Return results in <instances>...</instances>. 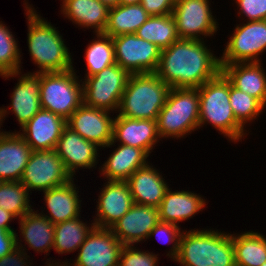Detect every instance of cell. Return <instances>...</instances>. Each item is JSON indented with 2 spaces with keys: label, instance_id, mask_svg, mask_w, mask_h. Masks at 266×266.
Returning <instances> with one entry per match:
<instances>
[{
  "label": "cell",
  "instance_id": "cell-1",
  "mask_svg": "<svg viewBox=\"0 0 266 266\" xmlns=\"http://www.w3.org/2000/svg\"><path fill=\"white\" fill-rule=\"evenodd\" d=\"M204 40L179 39L162 49L156 74L171 88H199L221 72Z\"/></svg>",
  "mask_w": 266,
  "mask_h": 266
},
{
  "label": "cell",
  "instance_id": "cell-33",
  "mask_svg": "<svg viewBox=\"0 0 266 266\" xmlns=\"http://www.w3.org/2000/svg\"><path fill=\"white\" fill-rule=\"evenodd\" d=\"M95 35L97 38L88 44L85 51L87 72L84 78L98 74L106 67L116 63L112 37L104 33H95Z\"/></svg>",
  "mask_w": 266,
  "mask_h": 266
},
{
  "label": "cell",
  "instance_id": "cell-38",
  "mask_svg": "<svg viewBox=\"0 0 266 266\" xmlns=\"http://www.w3.org/2000/svg\"><path fill=\"white\" fill-rule=\"evenodd\" d=\"M136 248L134 245H123L119 266H158V254Z\"/></svg>",
  "mask_w": 266,
  "mask_h": 266
},
{
  "label": "cell",
  "instance_id": "cell-19",
  "mask_svg": "<svg viewBox=\"0 0 266 266\" xmlns=\"http://www.w3.org/2000/svg\"><path fill=\"white\" fill-rule=\"evenodd\" d=\"M65 127V119L41 108L18 133L32 151H48L55 149Z\"/></svg>",
  "mask_w": 266,
  "mask_h": 266
},
{
  "label": "cell",
  "instance_id": "cell-43",
  "mask_svg": "<svg viewBox=\"0 0 266 266\" xmlns=\"http://www.w3.org/2000/svg\"><path fill=\"white\" fill-rule=\"evenodd\" d=\"M17 219L13 214L10 212L4 210L3 208L0 207V227L1 228H6L7 230H14L10 226V221L11 220Z\"/></svg>",
  "mask_w": 266,
  "mask_h": 266
},
{
  "label": "cell",
  "instance_id": "cell-26",
  "mask_svg": "<svg viewBox=\"0 0 266 266\" xmlns=\"http://www.w3.org/2000/svg\"><path fill=\"white\" fill-rule=\"evenodd\" d=\"M203 196L192 191L167 190L159 209V220L178 226L179 222L193 218L207 205Z\"/></svg>",
  "mask_w": 266,
  "mask_h": 266
},
{
  "label": "cell",
  "instance_id": "cell-40",
  "mask_svg": "<svg viewBox=\"0 0 266 266\" xmlns=\"http://www.w3.org/2000/svg\"><path fill=\"white\" fill-rule=\"evenodd\" d=\"M142 7L150 15L172 14L175 0H141Z\"/></svg>",
  "mask_w": 266,
  "mask_h": 266
},
{
  "label": "cell",
  "instance_id": "cell-28",
  "mask_svg": "<svg viewBox=\"0 0 266 266\" xmlns=\"http://www.w3.org/2000/svg\"><path fill=\"white\" fill-rule=\"evenodd\" d=\"M61 13L81 28H91L93 33H104L109 8L100 0H64Z\"/></svg>",
  "mask_w": 266,
  "mask_h": 266
},
{
  "label": "cell",
  "instance_id": "cell-12",
  "mask_svg": "<svg viewBox=\"0 0 266 266\" xmlns=\"http://www.w3.org/2000/svg\"><path fill=\"white\" fill-rule=\"evenodd\" d=\"M62 160L55 150L32 151L20 182L28 192L47 191L71 180Z\"/></svg>",
  "mask_w": 266,
  "mask_h": 266
},
{
  "label": "cell",
  "instance_id": "cell-11",
  "mask_svg": "<svg viewBox=\"0 0 266 266\" xmlns=\"http://www.w3.org/2000/svg\"><path fill=\"white\" fill-rule=\"evenodd\" d=\"M209 3V0H175L172 16L180 39L204 40L214 36L219 24Z\"/></svg>",
  "mask_w": 266,
  "mask_h": 266
},
{
  "label": "cell",
  "instance_id": "cell-31",
  "mask_svg": "<svg viewBox=\"0 0 266 266\" xmlns=\"http://www.w3.org/2000/svg\"><path fill=\"white\" fill-rule=\"evenodd\" d=\"M80 217L55 224L53 249L58 254L75 252L84 243L87 235L95 227L87 225Z\"/></svg>",
  "mask_w": 266,
  "mask_h": 266
},
{
  "label": "cell",
  "instance_id": "cell-24",
  "mask_svg": "<svg viewBox=\"0 0 266 266\" xmlns=\"http://www.w3.org/2000/svg\"><path fill=\"white\" fill-rule=\"evenodd\" d=\"M34 210L32 209L18 220V222L20 221L19 232L23 239L17 235V247L26 251L27 248L23 246L28 245V248L33 249L36 253H46L47 256V253L53 248L55 224L39 213V210ZM22 240L25 241L24 245L20 243L23 242Z\"/></svg>",
  "mask_w": 266,
  "mask_h": 266
},
{
  "label": "cell",
  "instance_id": "cell-10",
  "mask_svg": "<svg viewBox=\"0 0 266 266\" xmlns=\"http://www.w3.org/2000/svg\"><path fill=\"white\" fill-rule=\"evenodd\" d=\"M115 62L130 74L155 73L161 49L135 33L112 37Z\"/></svg>",
  "mask_w": 266,
  "mask_h": 266
},
{
  "label": "cell",
  "instance_id": "cell-22",
  "mask_svg": "<svg viewBox=\"0 0 266 266\" xmlns=\"http://www.w3.org/2000/svg\"><path fill=\"white\" fill-rule=\"evenodd\" d=\"M149 164L137 169L126 182L135 204L158 208L169 186L160 171Z\"/></svg>",
  "mask_w": 266,
  "mask_h": 266
},
{
  "label": "cell",
  "instance_id": "cell-13",
  "mask_svg": "<svg viewBox=\"0 0 266 266\" xmlns=\"http://www.w3.org/2000/svg\"><path fill=\"white\" fill-rule=\"evenodd\" d=\"M0 76L5 78V80L7 78V80H9V78L18 77V82L10 96V108L8 106L7 108H0V127L3 125L2 123H4V118L8 116L11 111L15 115L16 120L19 122L21 129L41 109L40 73L27 72L26 74H22L21 70H18L16 72Z\"/></svg>",
  "mask_w": 266,
  "mask_h": 266
},
{
  "label": "cell",
  "instance_id": "cell-42",
  "mask_svg": "<svg viewBox=\"0 0 266 266\" xmlns=\"http://www.w3.org/2000/svg\"><path fill=\"white\" fill-rule=\"evenodd\" d=\"M16 230H7L0 227V258L17 248Z\"/></svg>",
  "mask_w": 266,
  "mask_h": 266
},
{
  "label": "cell",
  "instance_id": "cell-5",
  "mask_svg": "<svg viewBox=\"0 0 266 266\" xmlns=\"http://www.w3.org/2000/svg\"><path fill=\"white\" fill-rule=\"evenodd\" d=\"M170 89L156 73L131 74L116 115L157 120Z\"/></svg>",
  "mask_w": 266,
  "mask_h": 266
},
{
  "label": "cell",
  "instance_id": "cell-45",
  "mask_svg": "<svg viewBox=\"0 0 266 266\" xmlns=\"http://www.w3.org/2000/svg\"><path fill=\"white\" fill-rule=\"evenodd\" d=\"M103 4H105L108 8L116 7L119 5V0H100Z\"/></svg>",
  "mask_w": 266,
  "mask_h": 266
},
{
  "label": "cell",
  "instance_id": "cell-4",
  "mask_svg": "<svg viewBox=\"0 0 266 266\" xmlns=\"http://www.w3.org/2000/svg\"><path fill=\"white\" fill-rule=\"evenodd\" d=\"M198 91L199 130L203 125L211 124L219 134L234 144L248 135V131L236 120L230 106V81L222 72L205 82Z\"/></svg>",
  "mask_w": 266,
  "mask_h": 266
},
{
  "label": "cell",
  "instance_id": "cell-21",
  "mask_svg": "<svg viewBox=\"0 0 266 266\" xmlns=\"http://www.w3.org/2000/svg\"><path fill=\"white\" fill-rule=\"evenodd\" d=\"M0 128V182L20 181L28 163L31 147L18 131H2Z\"/></svg>",
  "mask_w": 266,
  "mask_h": 266
},
{
  "label": "cell",
  "instance_id": "cell-36",
  "mask_svg": "<svg viewBox=\"0 0 266 266\" xmlns=\"http://www.w3.org/2000/svg\"><path fill=\"white\" fill-rule=\"evenodd\" d=\"M22 54L15 36L0 21V75L21 70Z\"/></svg>",
  "mask_w": 266,
  "mask_h": 266
},
{
  "label": "cell",
  "instance_id": "cell-44",
  "mask_svg": "<svg viewBox=\"0 0 266 266\" xmlns=\"http://www.w3.org/2000/svg\"><path fill=\"white\" fill-rule=\"evenodd\" d=\"M47 260H49V261H47L45 264V266H70V265H68V262L69 261H62V263L61 262H59V260H58V262L56 261V260H52L51 261V259L49 258V259H47ZM56 261V262H55ZM52 262V263H51ZM55 262V263H54ZM60 263V264H59Z\"/></svg>",
  "mask_w": 266,
  "mask_h": 266
},
{
  "label": "cell",
  "instance_id": "cell-20",
  "mask_svg": "<svg viewBox=\"0 0 266 266\" xmlns=\"http://www.w3.org/2000/svg\"><path fill=\"white\" fill-rule=\"evenodd\" d=\"M161 140L157 131V121L150 119H132L115 116L113 121V141L106 146L125 144L137 147L151 154L155 145Z\"/></svg>",
  "mask_w": 266,
  "mask_h": 266
},
{
  "label": "cell",
  "instance_id": "cell-18",
  "mask_svg": "<svg viewBox=\"0 0 266 266\" xmlns=\"http://www.w3.org/2000/svg\"><path fill=\"white\" fill-rule=\"evenodd\" d=\"M159 209L153 206L133 204L130 210L109 229L123 245L145 242L151 230L159 222Z\"/></svg>",
  "mask_w": 266,
  "mask_h": 266
},
{
  "label": "cell",
  "instance_id": "cell-32",
  "mask_svg": "<svg viewBox=\"0 0 266 266\" xmlns=\"http://www.w3.org/2000/svg\"><path fill=\"white\" fill-rule=\"evenodd\" d=\"M138 37L158 46L161 50L180 39L172 14L153 15L135 33Z\"/></svg>",
  "mask_w": 266,
  "mask_h": 266
},
{
  "label": "cell",
  "instance_id": "cell-23",
  "mask_svg": "<svg viewBox=\"0 0 266 266\" xmlns=\"http://www.w3.org/2000/svg\"><path fill=\"white\" fill-rule=\"evenodd\" d=\"M261 62L220 65L221 72L236 89L256 98L266 108V73Z\"/></svg>",
  "mask_w": 266,
  "mask_h": 266
},
{
  "label": "cell",
  "instance_id": "cell-37",
  "mask_svg": "<svg viewBox=\"0 0 266 266\" xmlns=\"http://www.w3.org/2000/svg\"><path fill=\"white\" fill-rule=\"evenodd\" d=\"M184 230L172 223L159 221L151 230L148 239L156 236L158 241L162 243H172L171 249L167 252L168 258L176 259L179 252L180 238Z\"/></svg>",
  "mask_w": 266,
  "mask_h": 266
},
{
  "label": "cell",
  "instance_id": "cell-16",
  "mask_svg": "<svg viewBox=\"0 0 266 266\" xmlns=\"http://www.w3.org/2000/svg\"><path fill=\"white\" fill-rule=\"evenodd\" d=\"M98 149L101 150L95 143L85 140L66 126L54 150L62 160L66 171L73 178L80 168L90 170L97 167L98 160H100Z\"/></svg>",
  "mask_w": 266,
  "mask_h": 266
},
{
  "label": "cell",
  "instance_id": "cell-2",
  "mask_svg": "<svg viewBox=\"0 0 266 266\" xmlns=\"http://www.w3.org/2000/svg\"><path fill=\"white\" fill-rule=\"evenodd\" d=\"M23 2L28 20V51L39 68L34 73L62 72L74 68L69 47L66 46L60 31L40 16L26 0Z\"/></svg>",
  "mask_w": 266,
  "mask_h": 266
},
{
  "label": "cell",
  "instance_id": "cell-30",
  "mask_svg": "<svg viewBox=\"0 0 266 266\" xmlns=\"http://www.w3.org/2000/svg\"><path fill=\"white\" fill-rule=\"evenodd\" d=\"M232 234L236 266H261L266 262V237L263 233L245 231Z\"/></svg>",
  "mask_w": 266,
  "mask_h": 266
},
{
  "label": "cell",
  "instance_id": "cell-17",
  "mask_svg": "<svg viewBox=\"0 0 266 266\" xmlns=\"http://www.w3.org/2000/svg\"><path fill=\"white\" fill-rule=\"evenodd\" d=\"M101 188L96 205L95 227L110 228L122 218L134 204L126 181H106Z\"/></svg>",
  "mask_w": 266,
  "mask_h": 266
},
{
  "label": "cell",
  "instance_id": "cell-7",
  "mask_svg": "<svg viewBox=\"0 0 266 266\" xmlns=\"http://www.w3.org/2000/svg\"><path fill=\"white\" fill-rule=\"evenodd\" d=\"M76 69L40 73V104L67 120L83 104V84Z\"/></svg>",
  "mask_w": 266,
  "mask_h": 266
},
{
  "label": "cell",
  "instance_id": "cell-27",
  "mask_svg": "<svg viewBox=\"0 0 266 266\" xmlns=\"http://www.w3.org/2000/svg\"><path fill=\"white\" fill-rule=\"evenodd\" d=\"M117 145L99 167L105 181H126L137 169L148 164L146 159L149 154L145 150L125 144Z\"/></svg>",
  "mask_w": 266,
  "mask_h": 266
},
{
  "label": "cell",
  "instance_id": "cell-6",
  "mask_svg": "<svg viewBox=\"0 0 266 266\" xmlns=\"http://www.w3.org/2000/svg\"><path fill=\"white\" fill-rule=\"evenodd\" d=\"M156 121L161 139L178 140L199 129L198 88H171Z\"/></svg>",
  "mask_w": 266,
  "mask_h": 266
},
{
  "label": "cell",
  "instance_id": "cell-39",
  "mask_svg": "<svg viewBox=\"0 0 266 266\" xmlns=\"http://www.w3.org/2000/svg\"><path fill=\"white\" fill-rule=\"evenodd\" d=\"M239 8L237 15L244 17V21L266 20V0H234ZM241 15V16H240Z\"/></svg>",
  "mask_w": 266,
  "mask_h": 266
},
{
  "label": "cell",
  "instance_id": "cell-46",
  "mask_svg": "<svg viewBox=\"0 0 266 266\" xmlns=\"http://www.w3.org/2000/svg\"><path fill=\"white\" fill-rule=\"evenodd\" d=\"M141 4V0H119V5Z\"/></svg>",
  "mask_w": 266,
  "mask_h": 266
},
{
  "label": "cell",
  "instance_id": "cell-8",
  "mask_svg": "<svg viewBox=\"0 0 266 266\" xmlns=\"http://www.w3.org/2000/svg\"><path fill=\"white\" fill-rule=\"evenodd\" d=\"M131 74L118 64H112L98 74L81 79L83 103L86 106L116 111Z\"/></svg>",
  "mask_w": 266,
  "mask_h": 266
},
{
  "label": "cell",
  "instance_id": "cell-35",
  "mask_svg": "<svg viewBox=\"0 0 266 266\" xmlns=\"http://www.w3.org/2000/svg\"><path fill=\"white\" fill-rule=\"evenodd\" d=\"M230 106L236 120L246 128V123L262 115L265 107L254 97L233 87L230 83Z\"/></svg>",
  "mask_w": 266,
  "mask_h": 266
},
{
  "label": "cell",
  "instance_id": "cell-15",
  "mask_svg": "<svg viewBox=\"0 0 266 266\" xmlns=\"http://www.w3.org/2000/svg\"><path fill=\"white\" fill-rule=\"evenodd\" d=\"M111 111L86 106L84 103L66 120V126L85 140L104 149L113 141V118Z\"/></svg>",
  "mask_w": 266,
  "mask_h": 266
},
{
  "label": "cell",
  "instance_id": "cell-14",
  "mask_svg": "<svg viewBox=\"0 0 266 266\" xmlns=\"http://www.w3.org/2000/svg\"><path fill=\"white\" fill-rule=\"evenodd\" d=\"M123 244L108 228L94 227L78 249L70 266H119Z\"/></svg>",
  "mask_w": 266,
  "mask_h": 266
},
{
  "label": "cell",
  "instance_id": "cell-34",
  "mask_svg": "<svg viewBox=\"0 0 266 266\" xmlns=\"http://www.w3.org/2000/svg\"><path fill=\"white\" fill-rule=\"evenodd\" d=\"M29 194L20 181H1L0 207L20 219L32 210Z\"/></svg>",
  "mask_w": 266,
  "mask_h": 266
},
{
  "label": "cell",
  "instance_id": "cell-29",
  "mask_svg": "<svg viewBox=\"0 0 266 266\" xmlns=\"http://www.w3.org/2000/svg\"><path fill=\"white\" fill-rule=\"evenodd\" d=\"M150 15L141 4L117 5L109 8L108 22L104 34L117 37L136 33L138 28L149 19Z\"/></svg>",
  "mask_w": 266,
  "mask_h": 266
},
{
  "label": "cell",
  "instance_id": "cell-41",
  "mask_svg": "<svg viewBox=\"0 0 266 266\" xmlns=\"http://www.w3.org/2000/svg\"><path fill=\"white\" fill-rule=\"evenodd\" d=\"M26 252L17 247L9 254L0 258V266H31L33 263L30 262V256Z\"/></svg>",
  "mask_w": 266,
  "mask_h": 266
},
{
  "label": "cell",
  "instance_id": "cell-25",
  "mask_svg": "<svg viewBox=\"0 0 266 266\" xmlns=\"http://www.w3.org/2000/svg\"><path fill=\"white\" fill-rule=\"evenodd\" d=\"M79 192L74 184V178L63 185L44 191L43 197L49 213H40L53 224L80 217L82 200L79 198Z\"/></svg>",
  "mask_w": 266,
  "mask_h": 266
},
{
  "label": "cell",
  "instance_id": "cell-3",
  "mask_svg": "<svg viewBox=\"0 0 266 266\" xmlns=\"http://www.w3.org/2000/svg\"><path fill=\"white\" fill-rule=\"evenodd\" d=\"M174 261L181 266H236L232 234L210 228L183 231Z\"/></svg>",
  "mask_w": 266,
  "mask_h": 266
},
{
  "label": "cell",
  "instance_id": "cell-9",
  "mask_svg": "<svg viewBox=\"0 0 266 266\" xmlns=\"http://www.w3.org/2000/svg\"><path fill=\"white\" fill-rule=\"evenodd\" d=\"M233 30L234 33L225 43L220 65L261 62L260 55L266 51V20L243 21Z\"/></svg>",
  "mask_w": 266,
  "mask_h": 266
}]
</instances>
